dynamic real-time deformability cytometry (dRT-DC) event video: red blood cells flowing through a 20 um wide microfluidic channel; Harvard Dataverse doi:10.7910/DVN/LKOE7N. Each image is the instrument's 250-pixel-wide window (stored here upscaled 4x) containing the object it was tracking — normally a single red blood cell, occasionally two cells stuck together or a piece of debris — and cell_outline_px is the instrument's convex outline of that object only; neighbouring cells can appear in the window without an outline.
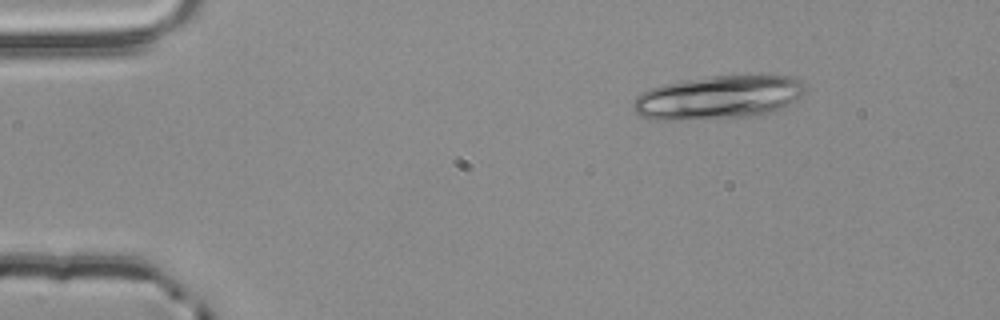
{"species": "common noctule bat (a hibernating species)", "species_latin": "Nyctalus noctula", "temperature_condition": "room temperature", "stored_images_in_passage": 3, "camera_frame_rate_fps": 3000, "um_per_image_px": 0.085, "animal": {"sex": "male", "body_mass_g": 20.4}, "frame": {"image": 1, "passage_image": 1, "time_ms": 0.0, "image_size_px": [1000, 320], "cell_outline_px": [[804, 92], [796, 100], [776, 112], [748, 116], [664, 120], [648, 120], [640, 116], [632, 108], [632, 104], [636, 96], [640, 92], [648, 88], [664, 84], [708, 76], [748, 72], [796, 76], [800, 80], [804, 88]], "centroid_in_image_um": [61.1, 8.22], "position_along_channel_um": 23.9, "area_um2": 44.8}}